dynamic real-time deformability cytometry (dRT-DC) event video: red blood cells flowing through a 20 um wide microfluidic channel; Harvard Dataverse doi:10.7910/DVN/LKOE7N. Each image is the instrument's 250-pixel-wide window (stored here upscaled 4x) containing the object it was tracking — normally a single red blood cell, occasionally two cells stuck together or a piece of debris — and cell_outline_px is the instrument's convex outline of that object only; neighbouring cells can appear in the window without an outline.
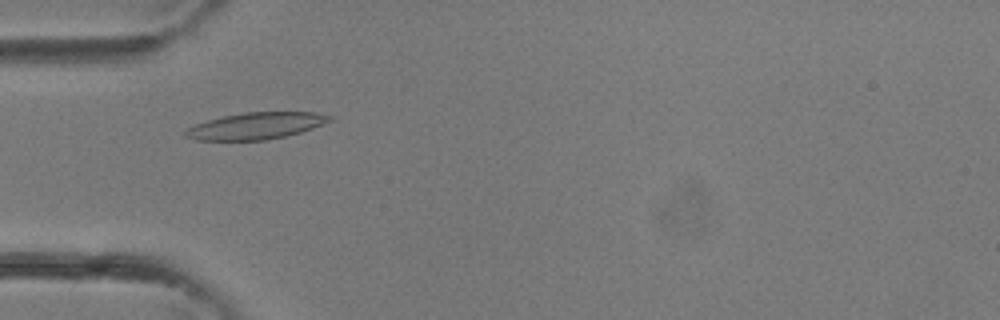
{"species": "common noctule bat (a hibernating species)", "species_latin": "Nyctalus noctula", "temperature_condition": "room temperature", "stored_images_in_passage": 36, "camera_frame_rate_fps": 3000, "um_per_image_px": 0.085, "animal": {"sex": "female"}, "frame": {"image": 1, "passage_image": 11, "time_ms": 3.333, "image_size_px": [1000, 320], "cell_outline_px": [[332, 120], [312, 128], [300, 132], [284, 136], [264, 140], [196, 140], [184, 136], [180, 132], [196, 124], [208, 120], [224, 116], [244, 112], [316, 112], [332, 116]], "centroid_in_image_um": [21.72, 10.7], "position_along_channel_um": 63.3, "area_um2": 22.31}}
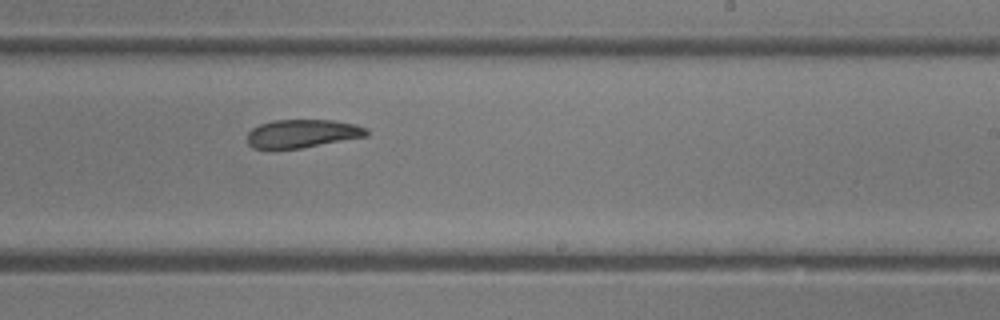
{"frame": {"image": 2, "passage_image": 22, "time_ms": 7.0, "image_size_px": [1000, 320], "cell_outline_px": [[368, 136], [300, 148], [252, 148], [248, 144], [248, 132], [252, 128], [260, 124], [272, 120], [332, 120], [356, 124], [368, 128]], "centroid_in_image_um": [25.72, 11.34], "position_along_channel_um": 263.3, "area_um2": 19.59}}
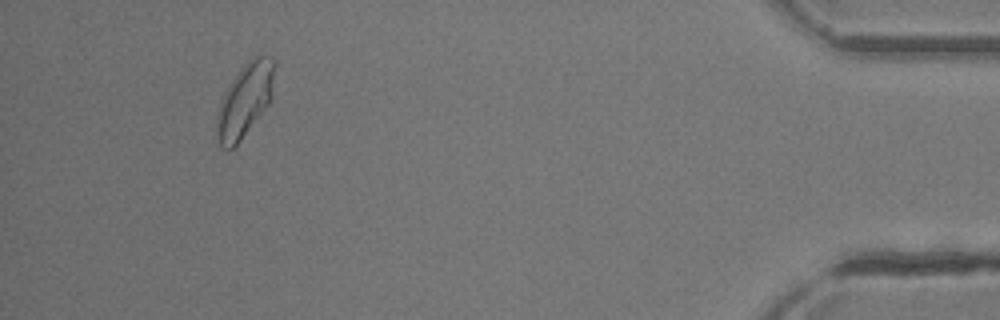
{"frame": {"image": 3, "passage_image": 34, "time_ms": 11.0, "image_size_px": [1000, 320], "cell_outline_px": [[276, 64], [272, 96], [268, 104], [240, 140], [228, 152], [220, 148], [216, 136], [216, 112], [220, 100], [224, 92], [240, 68], [248, 60], [256, 56], [272, 56], [276, 60]], "centroid_in_image_um": [20.79, 8.51], "position_along_channel_um": 414.4, "area_um2": 25.03}}